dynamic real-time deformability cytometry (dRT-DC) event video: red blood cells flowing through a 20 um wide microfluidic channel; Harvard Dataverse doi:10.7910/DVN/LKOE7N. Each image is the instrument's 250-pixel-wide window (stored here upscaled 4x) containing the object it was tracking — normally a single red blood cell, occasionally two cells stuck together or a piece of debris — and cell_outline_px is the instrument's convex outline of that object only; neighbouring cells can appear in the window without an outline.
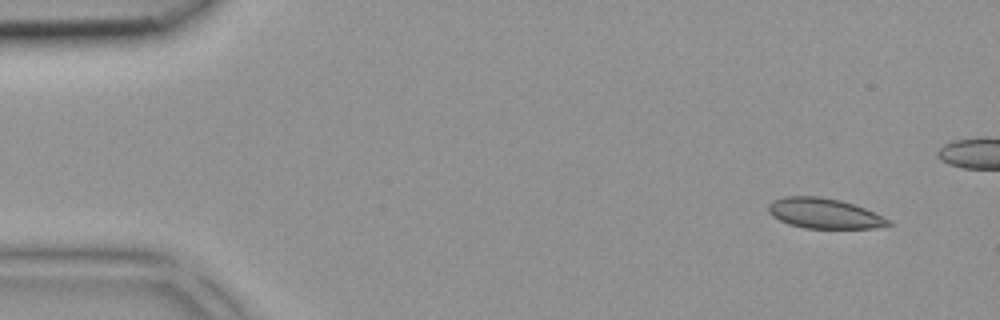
{"species": "common noctule bat (a hibernating species)", "species_latin": "Nyctalus noctula", "temperature_condition": "room temperature", "stored_images_in_passage": 40, "camera_frame_rate_fps": 3000, "um_per_image_px": 0.085, "animal": {"sex": "female", "body_mass_g": 18.4}, "frame": {"image": 1, "passage_image": 1, "time_ms": 0.0, "image_size_px": [1000, 320], "cell_outline_px": [[892, 224], [872, 228], [804, 228], [788, 224], [772, 216], [768, 212], [768, 204], [772, 200], [788, 196], [820, 196], [840, 200], [864, 208], [892, 220]], "centroid_in_image_um": [70.04, 18.13], "position_along_channel_um": 15.0, "area_um2": 21.1}}
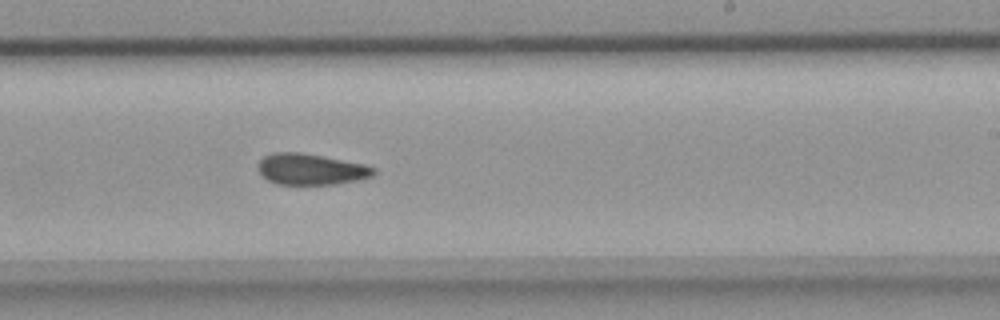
{"frame": {"image": 2, "passage_image": 23, "time_ms": 7.333, "image_size_px": [1000, 320], "cell_outline_px": [[376, 172], [372, 176], [356, 180], [336, 184], [276, 184], [268, 180], [256, 168], [260, 160], [264, 156], [272, 152], [300, 152], [364, 164], [376, 168]], "centroid_in_image_um": [26.4, 14.38], "position_along_channel_um": 262.6, "area_um2": 20.87}}
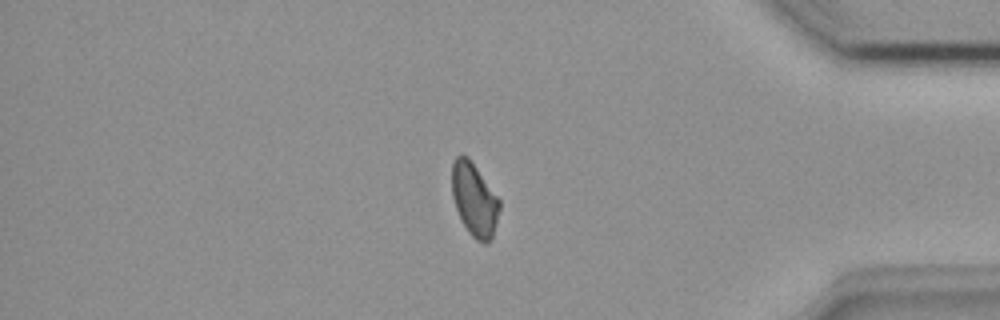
{"frame": {"image": 3, "passage_image": 33, "time_ms": 10.667, "image_size_px": [1000, 320], "cell_outline_px": [[500, 208], [492, 240], [488, 244], [484, 244], [476, 240], [468, 232], [456, 208], [452, 196], [452, 164], [456, 156], [460, 152], [468, 156], [500, 200]], "centroid_in_image_um": [40.32, 16.96], "position_along_channel_um": 394.9, "area_um2": 20.4}}